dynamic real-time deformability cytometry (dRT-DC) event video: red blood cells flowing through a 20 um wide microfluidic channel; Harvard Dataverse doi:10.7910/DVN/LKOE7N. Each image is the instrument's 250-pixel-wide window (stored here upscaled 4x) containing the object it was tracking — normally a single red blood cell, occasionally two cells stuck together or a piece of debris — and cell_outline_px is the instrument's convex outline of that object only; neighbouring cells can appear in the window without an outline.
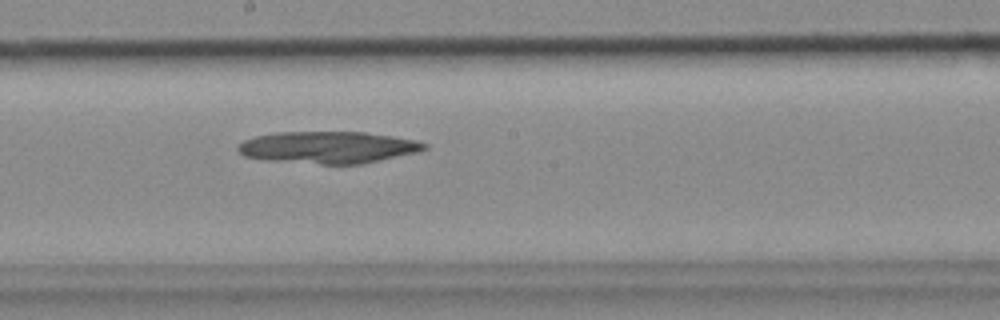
{"species": "common noctule bat (a hibernating species)", "species_latin": "Nyctalus noctula", "temperature_condition": "cold", "stored_images_in_passage": 51, "camera_frame_rate_fps": 3000, "um_per_image_px": 0.085, "animal": {"sex": "female", "body_mass_g": 18.4}, "frame": {"image": 1, "passage_image": 27, "time_ms": 8.667, "image_size_px": [1000, 320], "cell_outline_px": [[428, 148], [420, 152], [364, 164], [320, 164], [264, 160], [244, 156], [236, 148], [244, 140], [256, 136], [276, 132], [364, 132], [392, 136], [416, 140], [428, 144]], "centroid_in_image_um": [27.93, 12.53], "position_along_channel_um": 220.3, "area_um2": 34.97}}
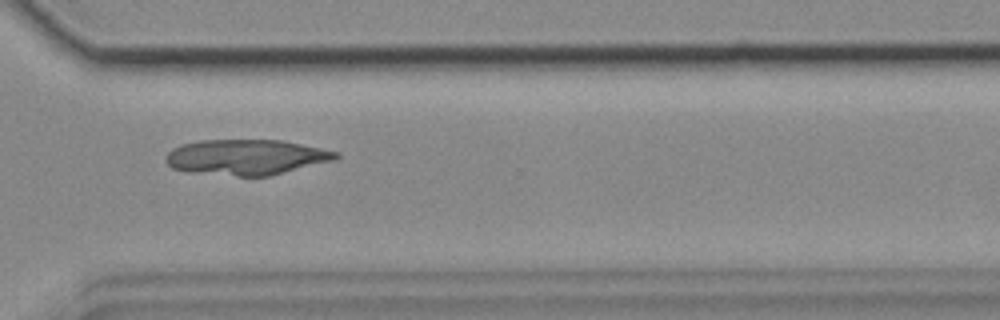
{"frame": {"image": 2, "passage_image": 37, "time_ms": 12.0, "image_size_px": [1000, 320], "cell_outline_px": [[340, 156], [336, 160], [268, 176], [236, 176], [188, 172], [172, 168], [168, 164], [168, 152], [172, 148], [180, 144], [200, 140], [280, 140], [340, 152]], "centroid_in_image_um": [20.94, 13.36], "position_along_channel_um": 349.7, "area_um2": 35.08}}
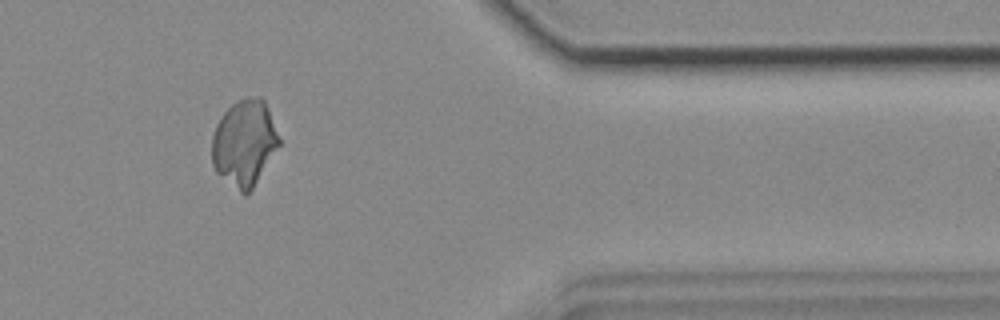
{"frame": {"image": 3, "passage_image": 42, "time_ms": 13.667, "image_size_px": [1000, 320], "cell_outline_px": [[280, 144], [252, 188], [244, 196], [216, 172], [212, 164], [212, 136], [216, 124], [220, 116], [232, 104], [244, 96], [260, 96], [264, 100], [268, 108], [280, 140]], "centroid_in_image_um": [20.75, 12.12], "position_along_channel_um": 390.7, "area_um2": 33.64}}